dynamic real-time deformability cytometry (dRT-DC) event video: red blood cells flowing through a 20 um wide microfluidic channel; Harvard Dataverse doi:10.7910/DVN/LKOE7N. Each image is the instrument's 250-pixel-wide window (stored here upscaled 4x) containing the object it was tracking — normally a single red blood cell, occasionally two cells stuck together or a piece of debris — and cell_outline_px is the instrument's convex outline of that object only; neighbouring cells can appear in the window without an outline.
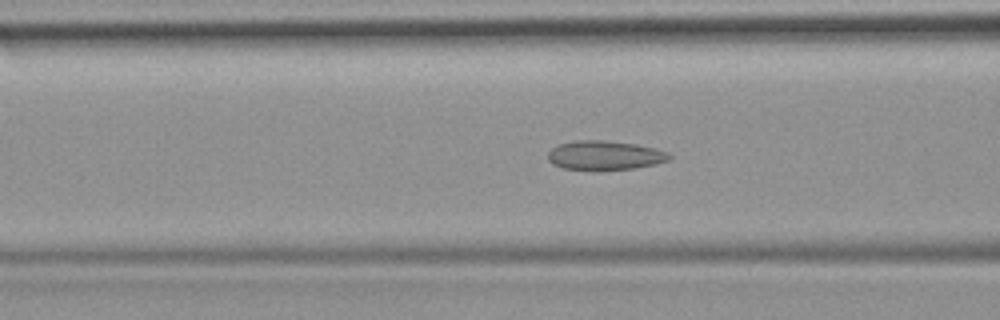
{"species": "common noctule bat (a hibernating species)", "species_latin": "Nyctalus noctula", "temperature_condition": "room temperature", "stored_images_in_passage": 48, "camera_frame_rate_fps": 3000, "um_per_image_px": 0.085, "animal": {"sex": "female", "body_mass_g": 19.9}, "frame": {"image": 1, "passage_image": 19, "time_ms": 6.0, "image_size_px": [1000, 320], "cell_outline_px": [[672, 156], [668, 160], [656, 164], [636, 168], [596, 172], [564, 168], [552, 164], [548, 160], [548, 152], [552, 148], [560, 144], [576, 140], [604, 140], [636, 144], [656, 148], [668, 152]], "centroid_in_image_um": [51.41, 13.23], "position_along_channel_um": 115.2, "area_um2": 21.21}}
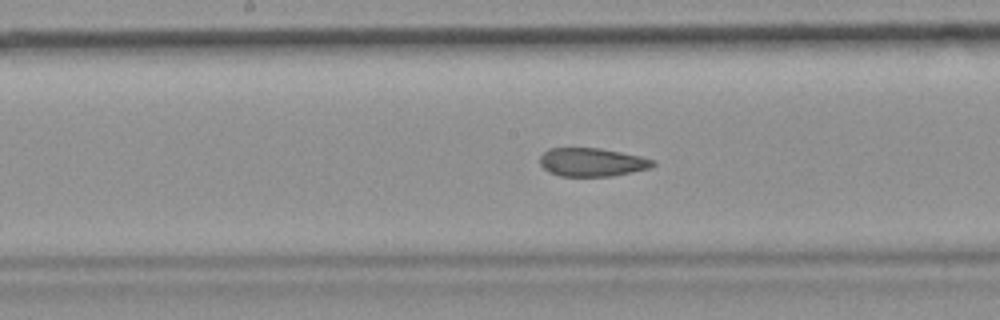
{"frame": {"image": 2, "passage_image": 25, "time_ms": 8.0, "image_size_px": [1000, 320], "cell_outline_px": [[656, 164], [652, 168], [612, 176], [560, 176], [548, 172], [540, 164], [540, 156], [548, 148], [600, 148], [640, 156], [656, 160]], "centroid_in_image_um": [50.34, 13.79], "position_along_channel_um": 197.9, "area_um2": 18.84}}
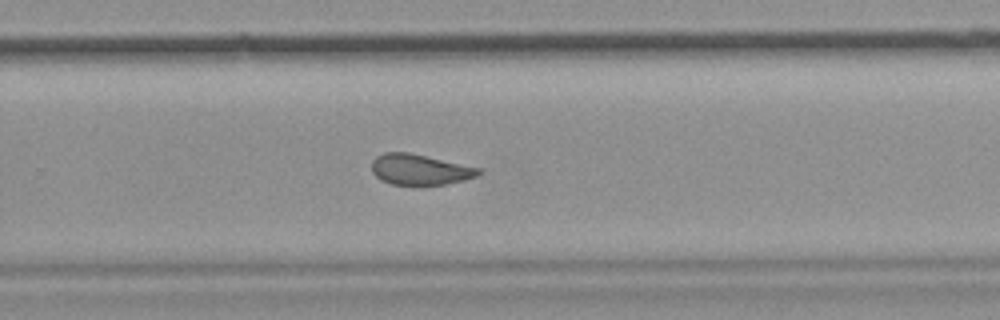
{"frame": {"image": 3, "passage_image": 32, "time_ms": 10.333, "image_size_px": [1000, 320], "cell_outline_px": [[480, 172], [476, 176], [464, 180], [444, 184], [392, 184], [380, 180], [372, 172], [372, 160], [376, 156], [384, 152], [408, 152], [480, 168]], "centroid_in_image_um": [35.64, 14.4], "position_along_channel_um": 294.2, "area_um2": 18.79}}